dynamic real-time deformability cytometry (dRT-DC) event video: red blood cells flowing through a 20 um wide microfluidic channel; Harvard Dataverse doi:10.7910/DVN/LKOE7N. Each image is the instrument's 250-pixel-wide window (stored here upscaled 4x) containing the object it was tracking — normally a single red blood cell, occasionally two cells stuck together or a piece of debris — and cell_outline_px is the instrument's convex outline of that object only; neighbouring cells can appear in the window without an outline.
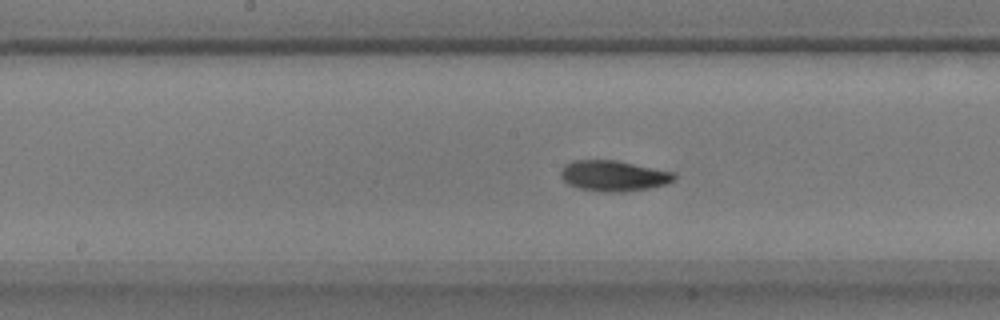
{"species": "common noctule bat (a hibernating species)", "species_latin": "Nyctalus noctula", "temperature_condition": "warm", "stored_images_in_passage": 55, "camera_frame_rate_fps": 3000, "um_per_image_px": 0.085, "animal": {"sex": "male", "body_mass_g": 17.9}, "frame": {"image": 1, "passage_image": 28, "time_ms": 9.0, "image_size_px": [1000, 320], "cell_outline_px": [[676, 180], [668, 184], [648, 188], [624, 192], [604, 192], [580, 188], [568, 184], [560, 176], [560, 172], [564, 164], [572, 160], [616, 160], [676, 172]], "centroid_in_image_um": [52.19, 14.94], "position_along_channel_um": 196.0, "area_um2": 20.52}}
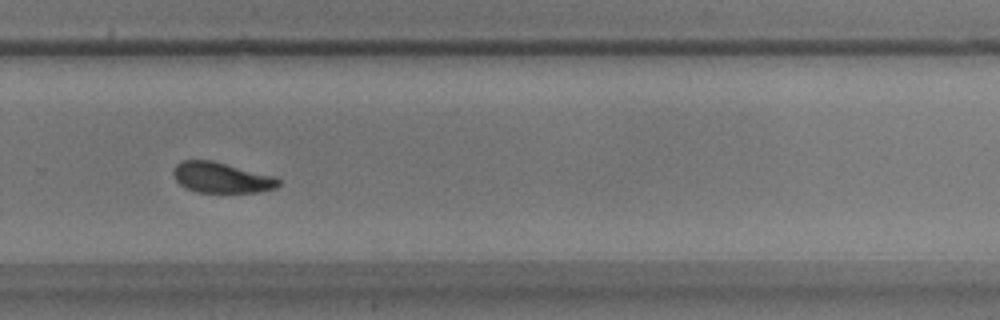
{"frame": {"image": 2, "passage_image": 37, "time_ms": 12.0, "image_size_px": [1000, 320], "cell_outline_px": [[280, 184], [276, 188], [260, 192], [196, 192], [180, 184], [176, 180], [172, 172], [176, 164], [184, 160], [212, 160], [276, 176], [280, 180]], "centroid_in_image_um": [18.86, 15.09], "position_along_channel_um": 310.9, "area_um2": 18.79}}
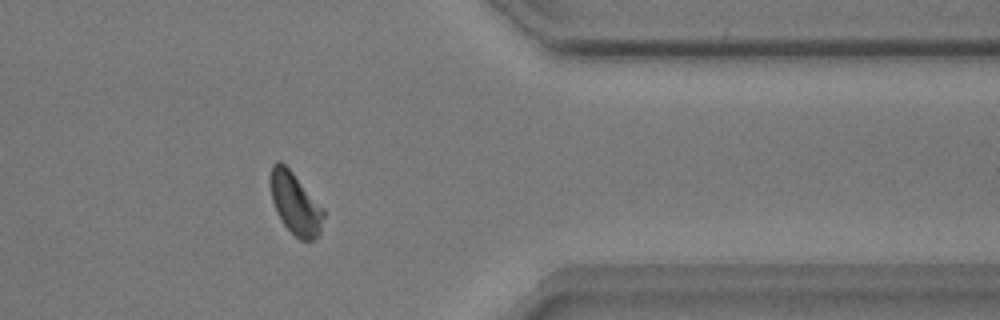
{"frame": {"image": 3, "passage_image": 44, "time_ms": 14.333, "image_size_px": [1000, 320], "cell_outline_px": [[324, 216], [320, 232], [312, 240], [300, 240], [284, 224], [276, 212], [272, 200], [268, 180], [272, 164], [276, 160], [280, 160], [292, 172], [324, 208]], "centroid_in_image_um": [25.07, 17.26], "position_along_channel_um": 386.3, "area_um2": 19.19}, "authors_computed_cell_mechanics": {"area_um2": 19.074, "velocity_mm_per_s": 3.8441, "shape_relaxation_time_tau1_ms": 3.5531, "shape_relaxation_time_tau2_ms": 3.6849, "deformation_change_tau1": 0.1146, "deformation_change_tau2": 0.0872}}